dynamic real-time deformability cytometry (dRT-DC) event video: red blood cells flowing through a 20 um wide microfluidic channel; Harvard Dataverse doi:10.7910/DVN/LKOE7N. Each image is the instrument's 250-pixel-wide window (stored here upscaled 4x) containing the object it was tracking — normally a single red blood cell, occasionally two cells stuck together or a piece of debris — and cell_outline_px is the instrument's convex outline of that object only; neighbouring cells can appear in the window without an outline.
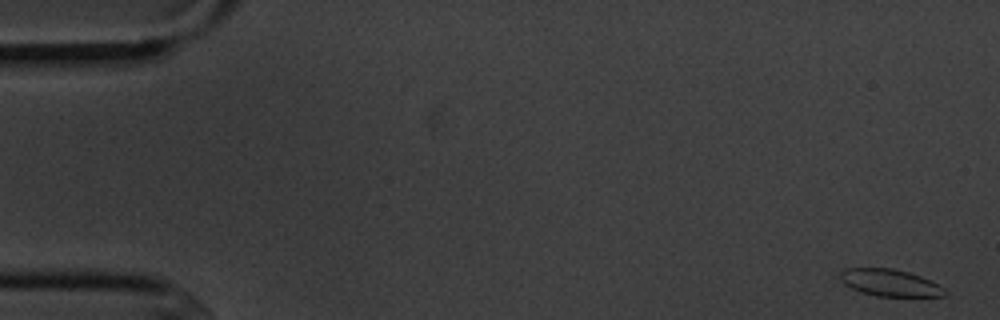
{"species": "common noctule bat (a hibernating species)", "species_latin": "Nyctalus noctula", "temperature_condition": "cold", "stored_images_in_passage": 5, "camera_frame_rate_fps": 3000, "um_per_image_px": 0.085, "animal": {"sex": "male", "body_mass_g": 20.1, "forearm_length_mm": 53.5}, "frame": {"image": 1, "passage_image": 1, "time_ms": 0.0, "image_size_px": [1000, 320], "cell_outline_px": [[948, 292], [944, 296], [876, 296], [860, 292], [844, 284], [840, 280], [840, 272], [844, 268], [892, 268], [908, 272], [920, 276], [944, 288]], "centroid_in_image_um": [75.6, 24.03], "position_along_channel_um": 9.4, "area_um2": 16.36}}
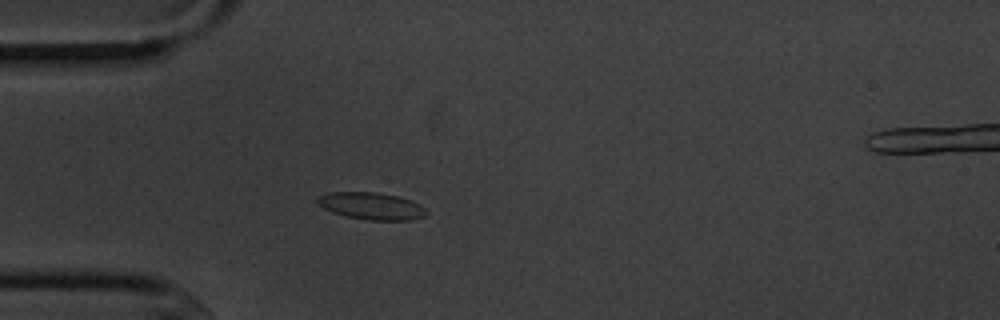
{"frame": {"image": 2, "passage_image": 5, "time_ms": 4.667, "image_size_px": [1000, 320], "cell_outline_px": [[428, 212], [424, 216], [412, 220], [368, 220], [348, 216], [332, 212], [324, 208], [316, 200], [316, 196], [328, 192], [376, 192], [396, 196], [420, 204]], "centroid_in_image_um": [31.56, 17.5], "position_along_channel_um": 53.4, "area_um2": 17.05}}